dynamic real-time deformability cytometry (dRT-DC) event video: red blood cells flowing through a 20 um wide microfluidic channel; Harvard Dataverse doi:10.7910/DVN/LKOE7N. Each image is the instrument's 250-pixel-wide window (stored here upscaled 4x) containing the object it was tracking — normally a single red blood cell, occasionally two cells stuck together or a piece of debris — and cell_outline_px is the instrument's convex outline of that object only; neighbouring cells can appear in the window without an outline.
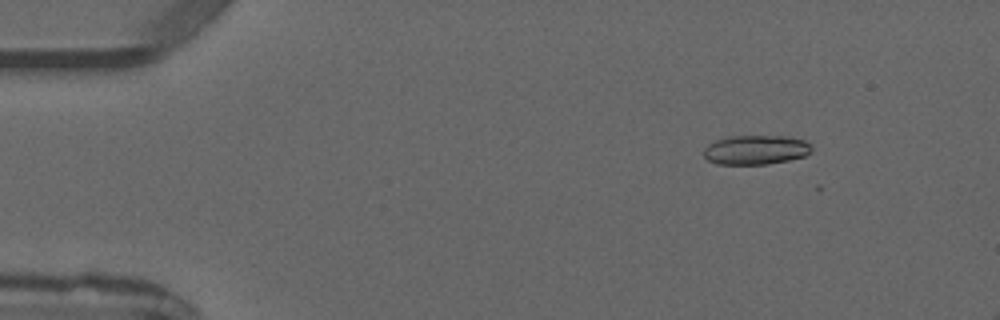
{"species": "common noctule bat (a hibernating species)", "species_latin": "Nyctalus noctula", "temperature_condition": "warm", "stored_images_in_passage": 5, "camera_frame_rate_fps": 3000, "um_per_image_px": 0.085, "animal": {"sex": "male", "forearm_length_mm": 52.5}, "frame": {"image": 1, "passage_image": 2, "time_ms": 1.0, "image_size_px": [1000, 320], "cell_outline_px": [[812, 152], [804, 156], [788, 160], [768, 164], [716, 164], [708, 160], [704, 156], [704, 148], [708, 144], [716, 140], [728, 136], [788, 136], [804, 140], [812, 148]], "centroid_in_image_um": [64.23, 12.73], "position_along_channel_um": 20.8, "area_um2": 18.5}}